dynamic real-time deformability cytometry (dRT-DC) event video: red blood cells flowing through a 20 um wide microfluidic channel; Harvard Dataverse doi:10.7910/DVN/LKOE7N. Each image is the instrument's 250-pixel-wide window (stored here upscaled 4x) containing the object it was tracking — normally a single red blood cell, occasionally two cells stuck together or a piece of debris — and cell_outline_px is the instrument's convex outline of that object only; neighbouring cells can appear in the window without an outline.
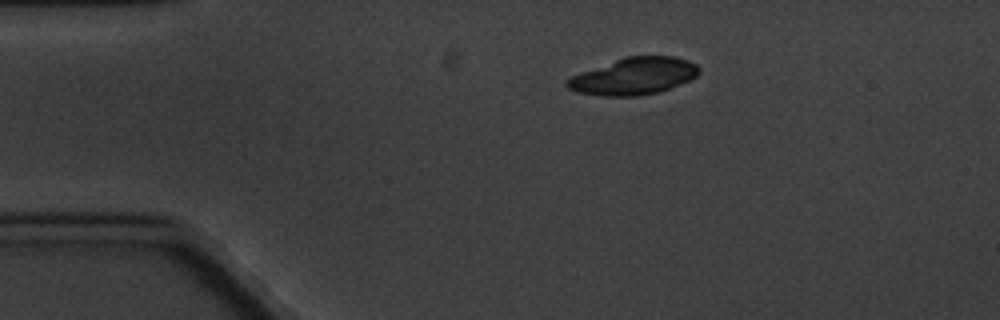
{"species": "common noctule bat (a hibernating species)", "species_latin": "Nyctalus noctula", "temperature_condition": "cold", "stored_images_in_passage": 7, "camera_frame_rate_fps": 3000, "um_per_image_px": 0.085, "animal": {"sex": "male", "body_mass_g": 20.1, "forearm_length_mm": 53.5}, "frame": {"image": 1, "passage_image": 1, "time_ms": 0.0, "image_size_px": [1000, 320], "cell_outline_px": [[700, 72], [696, 76], [688, 80], [660, 92], [640, 96], [604, 96], [576, 92], [568, 88], [564, 84], [564, 80], [580, 72], [624, 56], [672, 56], [688, 60], [696, 64], [700, 68]], "centroid_in_image_um": [53.84, 6.48], "position_along_channel_um": 31.2, "area_um2": 28.55}}